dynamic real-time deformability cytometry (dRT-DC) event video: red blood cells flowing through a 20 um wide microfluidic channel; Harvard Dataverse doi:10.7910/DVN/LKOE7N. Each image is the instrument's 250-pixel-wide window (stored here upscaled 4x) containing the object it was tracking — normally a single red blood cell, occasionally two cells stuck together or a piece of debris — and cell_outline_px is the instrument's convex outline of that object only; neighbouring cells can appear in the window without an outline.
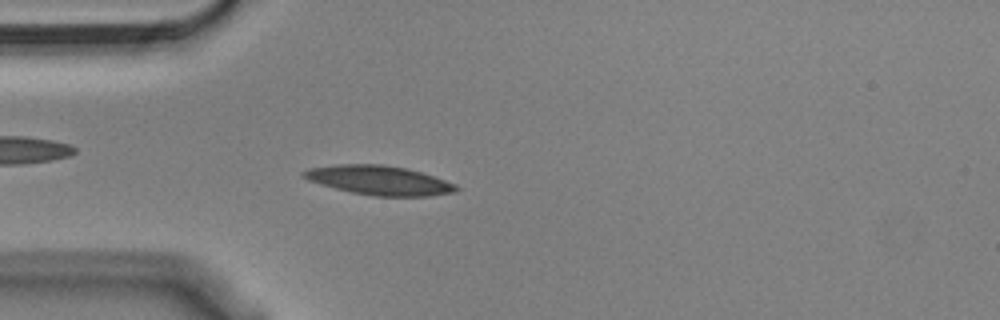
{"species": "Egyptian fruit bat (a non-hibernating species)", "species_latin": "Rousettus aegyptiacus", "temperature_condition": "cold", "stored_images_in_passage": 54, "camera_frame_rate_fps": 3000, "um_per_image_px": 0.085, "animal": {"sex": "male"}, "frame": {"image": 1, "passage_image": 14, "time_ms": 4.333, "image_size_px": [1000, 320], "cell_outline_px": [[460, 188], [456, 192], [428, 196], [376, 196], [352, 192], [320, 184], [308, 180], [300, 176], [300, 172], [308, 168], [336, 164], [384, 164], [408, 168], [456, 184]], "centroid_in_image_um": [32.2, 15.31], "position_along_channel_um": 52.8, "area_um2": 26.07}}
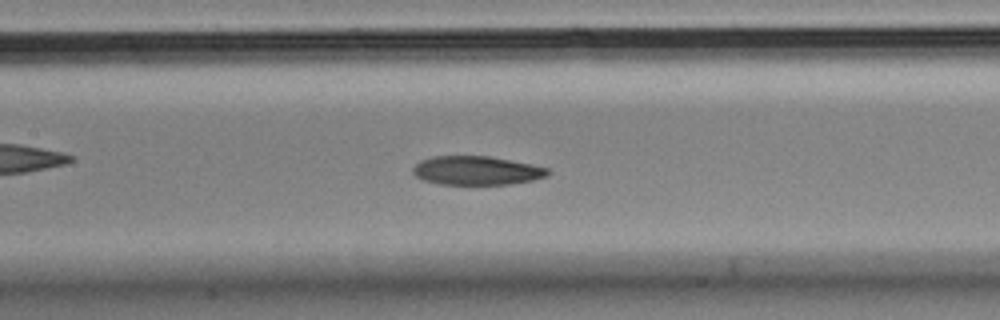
{"frame": {"image": 2, "passage_image": 24, "time_ms": 7.667, "image_size_px": [1000, 320], "cell_outline_px": [[552, 172], [548, 176], [532, 180], [508, 184], [440, 184], [424, 180], [416, 176], [412, 172], [412, 168], [420, 160], [432, 156], [488, 156], [532, 164], [548, 168]], "centroid_in_image_um": [40.52, 14.49], "position_along_channel_um": 166.9, "area_um2": 22.66}}
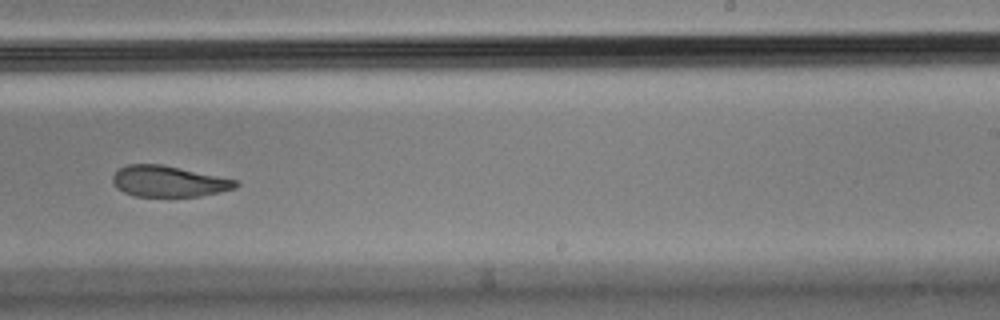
{"frame": {"image": 3, "passage_image": 33, "time_ms": 10.667, "image_size_px": [1000, 320], "cell_outline_px": [[240, 184], [236, 188], [220, 192], [200, 196], [136, 196], [124, 192], [116, 188], [112, 180], [112, 176], [120, 168], [128, 164], [160, 164], [236, 180]], "centroid_in_image_um": [14.32, 15.42], "position_along_channel_um": 274.7, "area_um2": 21.96}, "authors_computed_cell_mechanics": {"area_um2": 24.276, "velocity_mm_per_s": 3.6091, "shape_relaxation_time_tau1_ms": 7.3316, "shape_relaxation_time_tau2_ms": 10.3522, "deformation_change_tau1": 0.173, "deformation_change_tau2": 0.1591}}